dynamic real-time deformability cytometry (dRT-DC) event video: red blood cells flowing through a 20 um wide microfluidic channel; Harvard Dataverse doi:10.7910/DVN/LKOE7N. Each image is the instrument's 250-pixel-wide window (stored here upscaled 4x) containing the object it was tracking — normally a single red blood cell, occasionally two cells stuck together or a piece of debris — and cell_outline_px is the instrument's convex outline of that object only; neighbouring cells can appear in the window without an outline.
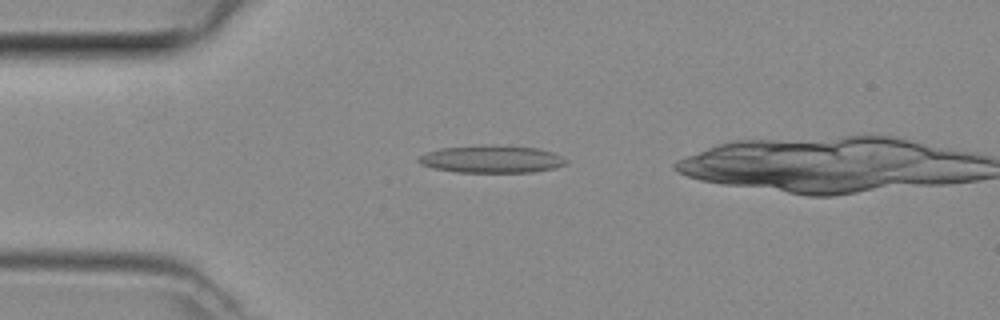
{"species": "common noctule bat (a hibernating species)", "species_latin": "Nyctalus noctula", "temperature_condition": "room temperature", "stored_images_in_passage": 37, "camera_frame_rate_fps": 3000, "um_per_image_px": 0.085, "animal": {"sex": "female", "body_mass_g": 29.2, "forearm_length_mm": 56.3}, "frame": {"image": 1, "passage_image": 7, "time_ms": 2.0, "image_size_px": [1000, 320], "cell_outline_px": [[568, 164], [556, 168], [532, 172], [456, 172], [432, 168], [420, 164], [416, 160], [420, 156], [428, 152], [440, 148], [480, 144], [492, 144], [540, 148], [552, 152], [568, 160]], "centroid_in_image_um": [41.8, 13.51], "position_along_channel_um": 43.2, "area_um2": 24.04}}
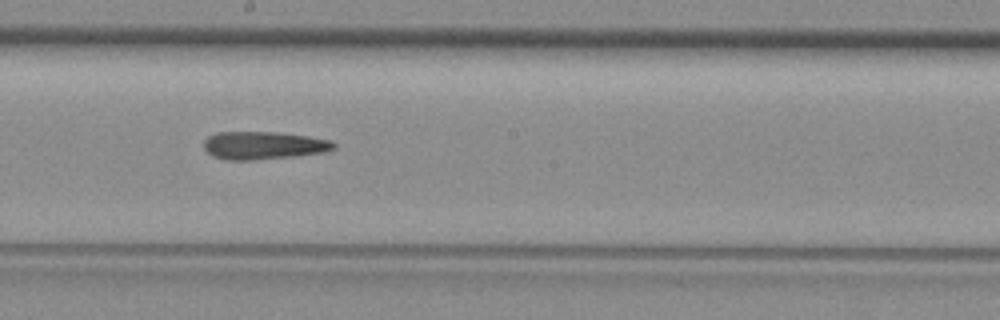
{"frame": {"image": 2, "passage_image": 21, "time_ms": 6.667, "image_size_px": [1000, 320], "cell_outline_px": [[336, 148], [324, 152], [296, 156], [256, 160], [224, 160], [212, 156], [204, 148], [204, 140], [208, 136], [216, 132], [276, 132], [308, 136], [332, 140], [336, 144]], "centroid_in_image_um": [22.4, 12.36], "position_along_channel_um": 225.8, "area_um2": 21.33}}
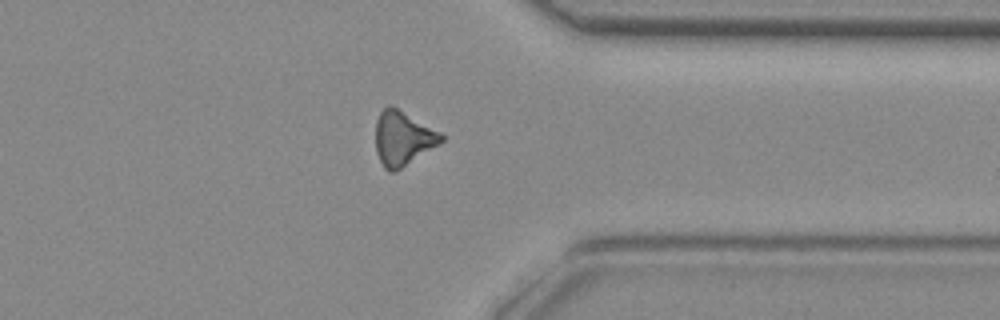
{"frame": {"image": 3, "passage_image": 32, "time_ms": 10.333, "image_size_px": [1000, 320], "cell_outline_px": [[444, 140], [400, 168], [392, 172], [388, 172], [384, 168], [376, 152], [376, 120], [380, 112], [388, 104], [392, 104], [440, 132], [444, 136]], "centroid_in_image_um": [34.21, 11.71], "position_along_channel_um": 377.2, "area_um2": 20.52}}